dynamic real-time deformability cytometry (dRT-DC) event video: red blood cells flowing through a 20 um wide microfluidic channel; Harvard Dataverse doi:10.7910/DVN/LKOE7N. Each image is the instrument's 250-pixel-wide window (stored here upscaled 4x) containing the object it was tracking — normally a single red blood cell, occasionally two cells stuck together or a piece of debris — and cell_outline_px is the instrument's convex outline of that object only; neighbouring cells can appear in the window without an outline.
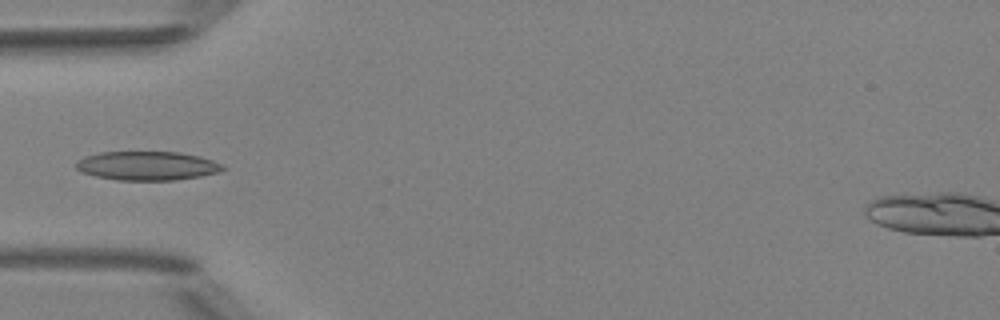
{"species": "Egyptian fruit bat (a non-hibernating species)", "species_latin": "Rousettus aegyptiacus", "temperature_condition": "room temperature", "stored_images_in_passage": 6, "camera_frame_rate_fps": 3000, "um_per_image_px": 0.085, "animal": {"sex": "female"}, "frame": {"image": 1, "passage_image": 5, "time_ms": 4.667, "image_size_px": [1000, 320], "cell_outline_px": [[228, 168], [220, 172], [200, 176], [176, 180], [116, 180], [96, 176], [80, 172], [76, 168], [76, 160], [84, 156], [100, 152], [176, 152], [200, 156], [212, 160]], "centroid_in_image_um": [12.49, 14.09], "position_along_channel_um": 72.5, "area_um2": 24.85}}
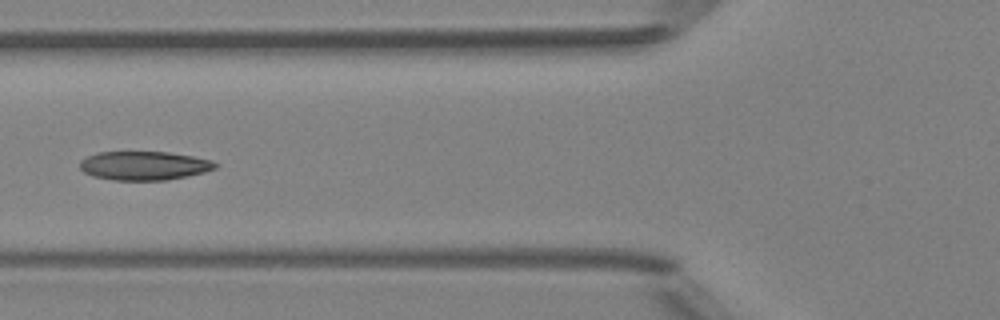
{"frame": {"image": 2, "passage_image": 6, "time_ms": 5.667, "image_size_px": [1000, 320], "cell_outline_px": [[220, 164], [216, 168], [204, 172], [188, 176], [168, 180], [112, 180], [92, 176], [84, 172], [80, 168], [80, 160], [96, 152], [168, 152], [192, 156], [212, 160]], "centroid_in_image_um": [12.26, 14.08], "position_along_channel_um": 113.5, "area_um2": 22.89}}